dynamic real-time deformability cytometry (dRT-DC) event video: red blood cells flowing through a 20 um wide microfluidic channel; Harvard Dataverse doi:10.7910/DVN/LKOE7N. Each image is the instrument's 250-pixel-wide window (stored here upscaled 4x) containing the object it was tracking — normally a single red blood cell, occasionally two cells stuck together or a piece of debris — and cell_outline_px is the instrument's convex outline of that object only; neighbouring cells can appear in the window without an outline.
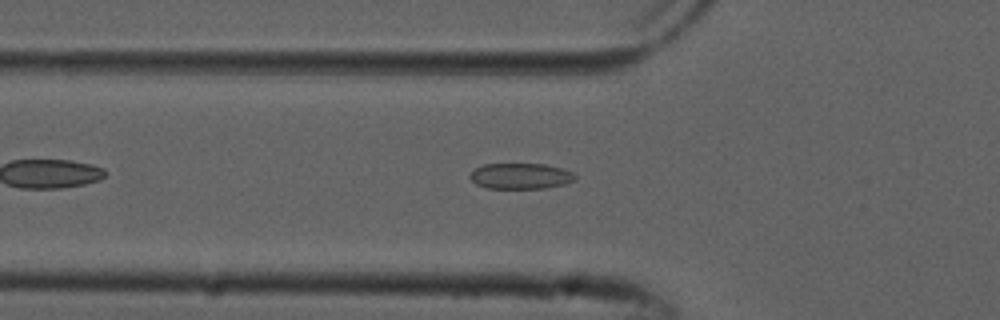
{"species": "common noctule bat (a hibernating species)", "species_latin": "Nyctalus noctula", "temperature_condition": "cold", "stored_images_in_passage": 43, "camera_frame_rate_fps": 3000, "um_per_image_px": 0.085, "animal": {"sex": "male", "forearm_length_mm": 52.5}, "frame": {"image": 1, "passage_image": 8, "time_ms": 2.333, "image_size_px": [1000, 320], "cell_outline_px": [[576, 180], [564, 184], [544, 188], [488, 188], [476, 184], [468, 176], [476, 168], [484, 164], [544, 164], [564, 168], [572, 172], [576, 176]], "centroid_in_image_um": [44.27, 14.96], "position_along_channel_um": 81.5, "area_um2": 15.78}}
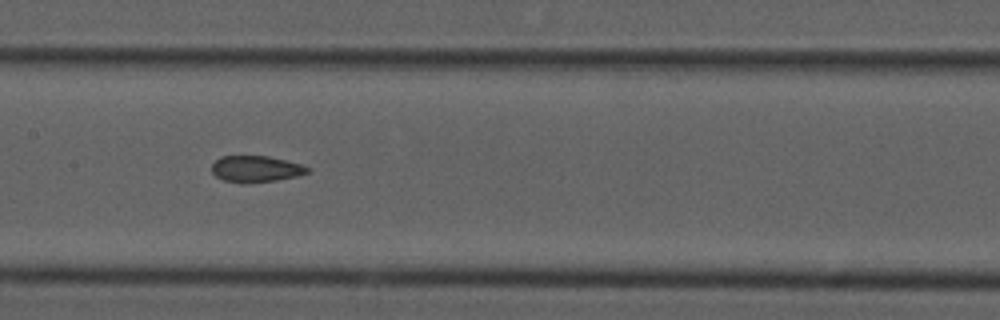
{"frame": {"image": 2, "passage_image": 16, "time_ms": 5.0, "image_size_px": [1000, 320], "cell_outline_px": [[312, 168], [308, 172], [296, 176], [276, 180], [224, 180], [216, 176], [212, 172], [212, 164], [220, 156], [268, 156], [300, 164]], "centroid_in_image_um": [21.77, 14.31], "position_along_channel_um": 185.6, "area_um2": 13.93}}
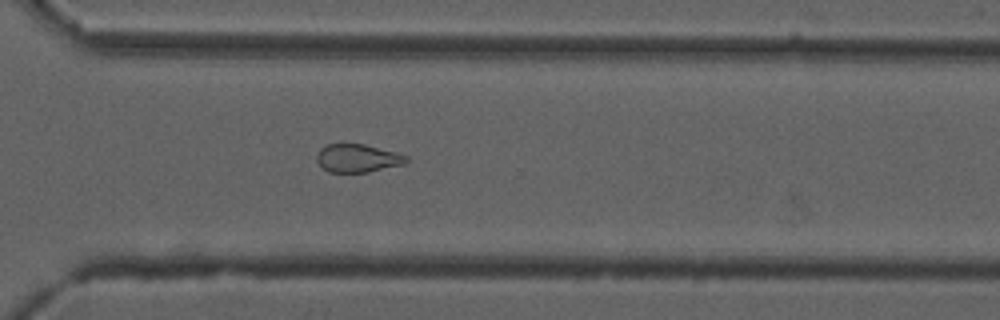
{"frame": {"image": 3, "passage_image": 28, "time_ms": 9.0, "image_size_px": [1000, 320], "cell_outline_px": [[408, 160], [404, 164], [368, 172], [328, 172], [316, 160], [316, 156], [320, 148], [328, 144], [364, 144], [408, 156]], "centroid_in_image_um": [30.38, 13.45], "position_along_channel_um": 340.2, "area_um2": 14.51}, "authors_computed_cell_mechanics": {"area_um2": 15.895, "velocity_mm_per_s": 3.8716, "shape_relaxation_time_tau1_ms": null, "shape_relaxation_time_tau2_ms": 1.8784, "deformation_change_tau1": null, "deformation_change_tau2": 0.0812}}